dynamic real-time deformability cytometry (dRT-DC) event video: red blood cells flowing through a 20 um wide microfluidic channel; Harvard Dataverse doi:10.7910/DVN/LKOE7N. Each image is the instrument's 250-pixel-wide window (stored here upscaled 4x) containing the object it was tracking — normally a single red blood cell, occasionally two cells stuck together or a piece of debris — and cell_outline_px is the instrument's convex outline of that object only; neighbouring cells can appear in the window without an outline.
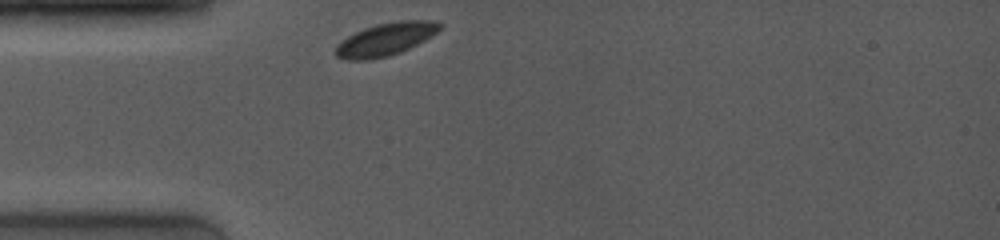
{"species": "common noctule bat (a hibernating species)", "species_latin": "Nyctalus noctula", "temperature_condition": "room temperature", "stored_images_in_passage": 1, "camera_frame_rate_fps": 4000, "um_per_image_px": 0.085, "animal": {"sex": "female", "body_mass_g": 19.0, "forearm_length_mm": 53.3}, "frame": {"image": 1, "passage_image": 1, "time_ms": 0.0, "image_size_px": [1000, 240], "cell_outline_px": [[440, 28], [436, 32], [424, 40], [400, 52], [388, 56], [368, 60], [348, 60], [336, 56], [336, 48], [340, 40], [364, 28], [376, 24], [396, 20], [436, 20], [440, 24]], "centroid_in_image_um": [32.75, 3.32], "position_along_channel_um": 52.2, "area_um2": 19.71}}